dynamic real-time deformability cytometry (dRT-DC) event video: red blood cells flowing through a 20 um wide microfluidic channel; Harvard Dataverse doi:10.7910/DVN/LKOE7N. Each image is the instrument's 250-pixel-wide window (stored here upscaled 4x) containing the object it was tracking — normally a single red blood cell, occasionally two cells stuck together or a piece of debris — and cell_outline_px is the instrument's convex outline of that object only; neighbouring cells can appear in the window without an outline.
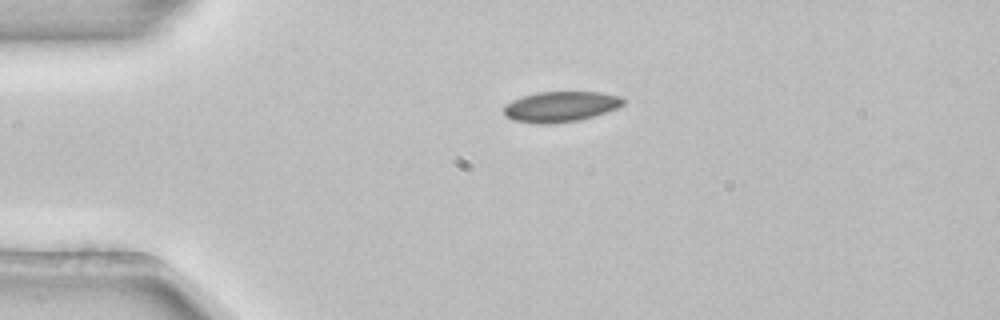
{"species": "common noctule bat (a hibernating species)", "species_latin": "Nyctalus noctula", "temperature_condition": "room temperature", "stored_images_in_passage": 34, "camera_frame_rate_fps": 3000, "um_per_image_px": 0.085, "animal": {"sex": "female", "body_mass_g": 22.7, "forearm_length_mm": 54.2}, "frame": {"image": 1, "passage_image": 1, "time_ms": 0.0, "image_size_px": [1000, 320], "cell_outline_px": [[624, 104], [608, 112], [580, 120], [548, 124], [540, 124], [512, 120], [504, 116], [504, 104], [512, 100], [524, 96], [540, 92], [600, 92], [620, 96], [624, 100]], "centroid_in_image_um": [47.64, 9.07], "position_along_channel_um": 37.4, "area_um2": 21.27}}
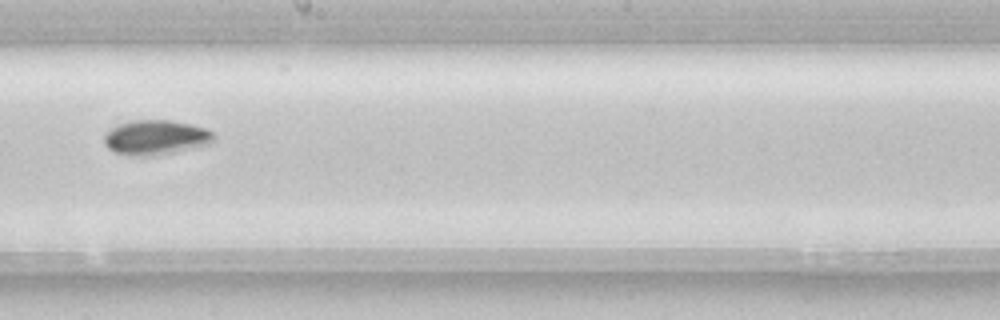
{"frame": {"image": 2, "passage_image": 19, "time_ms": 6.0, "image_size_px": [1000, 320], "cell_outline_px": [[216, 140], [208, 144], [172, 152], [152, 156], [132, 156], [116, 152], [108, 148], [104, 144], [104, 136], [116, 124], [132, 120], [168, 120], [192, 124], [208, 128], [216, 136]], "centroid_in_image_um": [13.25, 11.67], "position_along_channel_um": 234.9, "area_um2": 22.25}}
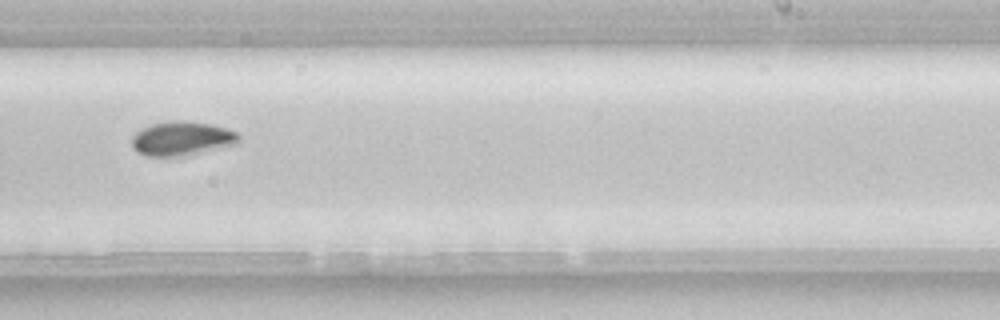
{"frame": {"image": 3, "passage_image": 22, "time_ms": 7.0, "image_size_px": [1000, 320], "cell_outline_px": [[240, 140], [236, 144], [184, 156], [148, 156], [136, 152], [132, 148], [132, 136], [136, 132], [152, 124], [172, 120], [180, 120], [208, 124], [224, 128], [236, 132], [240, 136]], "centroid_in_image_um": [15.43, 11.78], "position_along_channel_um": 273.6, "area_um2": 21.1}, "authors_computed_cell_mechanics": {"area_um2": 21.0681, "velocity_mm_per_s": 3.8981, "shape_relaxation_time_tau1_ms": 3.2549, "shape_relaxation_time_tau2_ms": null, "deformation_change_tau1": 0.0809, "deformation_change_tau2": null}}